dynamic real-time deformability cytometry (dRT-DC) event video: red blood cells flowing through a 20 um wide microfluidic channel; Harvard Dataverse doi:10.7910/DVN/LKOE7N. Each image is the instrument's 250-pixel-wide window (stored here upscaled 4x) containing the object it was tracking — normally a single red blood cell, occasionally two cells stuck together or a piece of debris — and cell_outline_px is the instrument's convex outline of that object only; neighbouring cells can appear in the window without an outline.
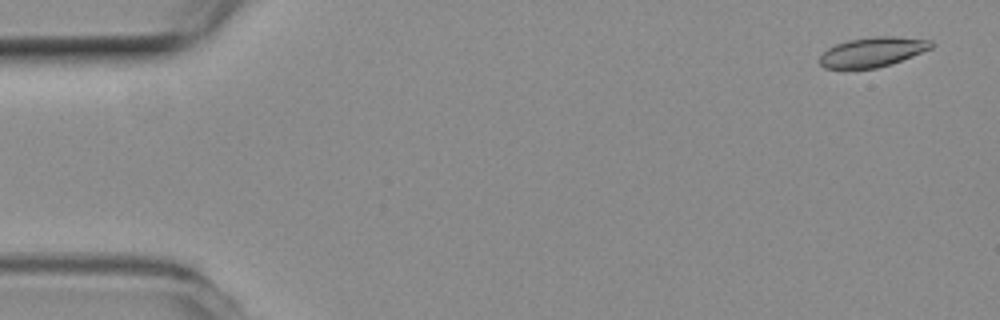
{"species": "common noctule bat (a hibernating species)", "species_latin": "Nyctalus noctula", "temperature_condition": "room temperature", "stored_images_in_passage": 4, "camera_frame_rate_fps": 3000, "um_per_image_px": 0.085, "animal": {"sex": "female", "body_mass_g": 19.3, "forearm_length_mm": 54.1}, "frame": {"image": 1, "passage_image": 1, "time_ms": 0.0, "image_size_px": [1000, 320], "cell_outline_px": [[936, 44], [932, 48], [892, 64], [876, 68], [824, 68], [820, 64], [820, 56], [828, 48], [836, 44], [848, 40], [876, 36], [892, 36], [932, 40]], "centroid_in_image_um": [74.2, 4.41], "position_along_channel_um": 10.8, "area_um2": 19.25}}
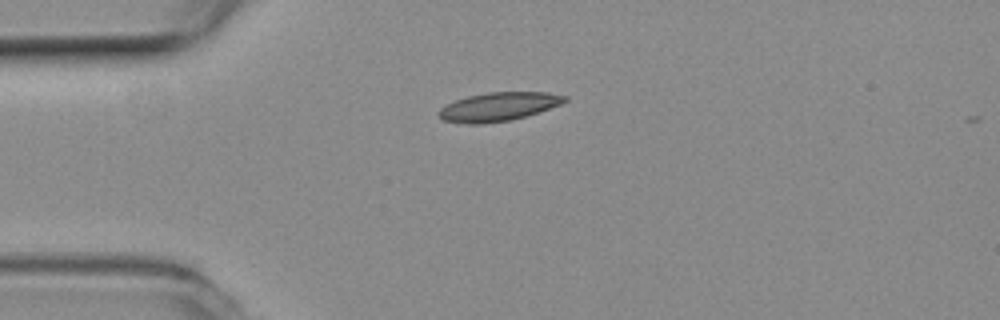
{"frame": {"image": 2, "passage_image": 4, "time_ms": 1.0, "image_size_px": [1000, 320], "cell_outline_px": [[568, 100], [560, 104], [512, 120], [480, 124], [468, 124], [444, 120], [436, 112], [440, 108], [456, 100], [468, 96], [488, 92], [548, 92], [568, 96]], "centroid_in_image_um": [42.36, 9.06], "position_along_channel_um": 42.6, "area_um2": 20.81}}